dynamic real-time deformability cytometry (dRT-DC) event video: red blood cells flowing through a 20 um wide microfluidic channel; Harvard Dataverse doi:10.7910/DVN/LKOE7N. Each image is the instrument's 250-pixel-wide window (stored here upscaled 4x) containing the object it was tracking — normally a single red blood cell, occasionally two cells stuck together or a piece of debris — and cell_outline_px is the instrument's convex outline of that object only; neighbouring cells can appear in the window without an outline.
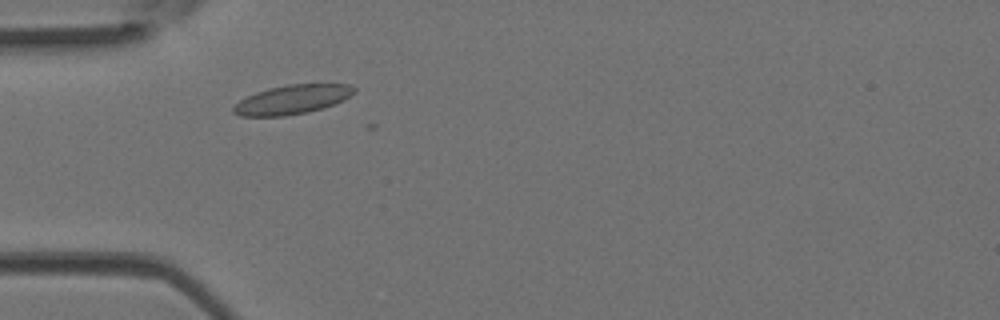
{"species": "Egyptian fruit bat (a non-hibernating species)", "species_latin": "Rousettus aegyptiacus", "temperature_condition": "room temperature", "stored_images_in_passage": 2, "camera_frame_rate_fps": 3000, "um_per_image_px": 0.085, "animal": {"sex": "female"}, "frame": {"image": 1, "passage_image": 2, "time_ms": 0.333, "image_size_px": [1000, 320], "cell_outline_px": [[356, 92], [352, 96], [344, 100], [308, 112], [284, 116], [240, 116], [232, 112], [232, 108], [240, 100], [256, 92], [268, 88], [288, 84], [348, 84], [356, 88]], "centroid_in_image_um": [24.85, 8.45], "position_along_channel_um": 60.2, "area_um2": 20.46}}